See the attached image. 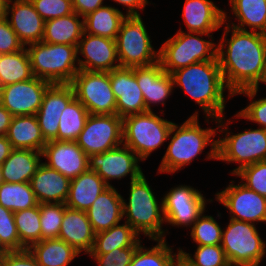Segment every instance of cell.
I'll return each instance as SVG.
<instances>
[{
	"mask_svg": "<svg viewBox=\"0 0 266 266\" xmlns=\"http://www.w3.org/2000/svg\"><path fill=\"white\" fill-rule=\"evenodd\" d=\"M227 19L224 12L226 26L217 44V59L230 98L238 91L260 88L266 67V35L235 28Z\"/></svg>",
	"mask_w": 266,
	"mask_h": 266,
	"instance_id": "obj_1",
	"label": "cell"
},
{
	"mask_svg": "<svg viewBox=\"0 0 266 266\" xmlns=\"http://www.w3.org/2000/svg\"><path fill=\"white\" fill-rule=\"evenodd\" d=\"M174 86L178 85L206 114L205 121H215L224 115L225 85L218 59L202 61L179 68L171 73Z\"/></svg>",
	"mask_w": 266,
	"mask_h": 266,
	"instance_id": "obj_2",
	"label": "cell"
},
{
	"mask_svg": "<svg viewBox=\"0 0 266 266\" xmlns=\"http://www.w3.org/2000/svg\"><path fill=\"white\" fill-rule=\"evenodd\" d=\"M199 114L195 111L180 126L173 122L170 134L171 140L161 160L157 173H175L191 162L210 145L211 150L206 159L217 160L216 128H201ZM174 133V134H173Z\"/></svg>",
	"mask_w": 266,
	"mask_h": 266,
	"instance_id": "obj_3",
	"label": "cell"
},
{
	"mask_svg": "<svg viewBox=\"0 0 266 266\" xmlns=\"http://www.w3.org/2000/svg\"><path fill=\"white\" fill-rule=\"evenodd\" d=\"M129 193L128 203L124 198L122 203L125 222L139 236L143 233L149 240L165 239L163 199L158 202L144 174L130 182Z\"/></svg>",
	"mask_w": 266,
	"mask_h": 266,
	"instance_id": "obj_4",
	"label": "cell"
},
{
	"mask_svg": "<svg viewBox=\"0 0 266 266\" xmlns=\"http://www.w3.org/2000/svg\"><path fill=\"white\" fill-rule=\"evenodd\" d=\"M26 50L34 76L51 84H70L80 70L76 46L41 41L27 45Z\"/></svg>",
	"mask_w": 266,
	"mask_h": 266,
	"instance_id": "obj_5",
	"label": "cell"
},
{
	"mask_svg": "<svg viewBox=\"0 0 266 266\" xmlns=\"http://www.w3.org/2000/svg\"><path fill=\"white\" fill-rule=\"evenodd\" d=\"M224 117L219 118L217 122V128H221L219 133H225L222 134L223 138L217 139V160L227 164L239 163V166L230 172L233 175L246 166L266 161V129L250 128L234 134L229 132L228 128L231 120L226 122Z\"/></svg>",
	"mask_w": 266,
	"mask_h": 266,
	"instance_id": "obj_6",
	"label": "cell"
},
{
	"mask_svg": "<svg viewBox=\"0 0 266 266\" xmlns=\"http://www.w3.org/2000/svg\"><path fill=\"white\" fill-rule=\"evenodd\" d=\"M206 35L212 40H205ZM212 34L184 32L180 28L167 39L159 49V62L162 69L171 74L173 71L202 61L217 59V44ZM201 37V38H200Z\"/></svg>",
	"mask_w": 266,
	"mask_h": 266,
	"instance_id": "obj_7",
	"label": "cell"
},
{
	"mask_svg": "<svg viewBox=\"0 0 266 266\" xmlns=\"http://www.w3.org/2000/svg\"><path fill=\"white\" fill-rule=\"evenodd\" d=\"M122 120L123 145L132 149L142 161L168 140L173 125L153 111L129 115Z\"/></svg>",
	"mask_w": 266,
	"mask_h": 266,
	"instance_id": "obj_8",
	"label": "cell"
},
{
	"mask_svg": "<svg viewBox=\"0 0 266 266\" xmlns=\"http://www.w3.org/2000/svg\"><path fill=\"white\" fill-rule=\"evenodd\" d=\"M140 14L127 15L116 36L117 56L120 67H141L159 61V50L152 46Z\"/></svg>",
	"mask_w": 266,
	"mask_h": 266,
	"instance_id": "obj_9",
	"label": "cell"
},
{
	"mask_svg": "<svg viewBox=\"0 0 266 266\" xmlns=\"http://www.w3.org/2000/svg\"><path fill=\"white\" fill-rule=\"evenodd\" d=\"M221 247L230 266H259L266 253L256 225L232 218L222 230Z\"/></svg>",
	"mask_w": 266,
	"mask_h": 266,
	"instance_id": "obj_10",
	"label": "cell"
},
{
	"mask_svg": "<svg viewBox=\"0 0 266 266\" xmlns=\"http://www.w3.org/2000/svg\"><path fill=\"white\" fill-rule=\"evenodd\" d=\"M70 84L75 97L90 114H116V99L109 72L79 70Z\"/></svg>",
	"mask_w": 266,
	"mask_h": 266,
	"instance_id": "obj_11",
	"label": "cell"
},
{
	"mask_svg": "<svg viewBox=\"0 0 266 266\" xmlns=\"http://www.w3.org/2000/svg\"><path fill=\"white\" fill-rule=\"evenodd\" d=\"M76 142L88 156L119 147L123 145V120L117 114H90Z\"/></svg>",
	"mask_w": 266,
	"mask_h": 266,
	"instance_id": "obj_12",
	"label": "cell"
},
{
	"mask_svg": "<svg viewBox=\"0 0 266 266\" xmlns=\"http://www.w3.org/2000/svg\"><path fill=\"white\" fill-rule=\"evenodd\" d=\"M162 199L165 222L178 228L182 225L191 227L205 212L206 204L209 202L201 191L187 185L171 188Z\"/></svg>",
	"mask_w": 266,
	"mask_h": 266,
	"instance_id": "obj_13",
	"label": "cell"
},
{
	"mask_svg": "<svg viewBox=\"0 0 266 266\" xmlns=\"http://www.w3.org/2000/svg\"><path fill=\"white\" fill-rule=\"evenodd\" d=\"M231 180L229 185L215 195L216 201L230 210V217L235 220L266 223V197L247 188L239 182L234 185Z\"/></svg>",
	"mask_w": 266,
	"mask_h": 266,
	"instance_id": "obj_14",
	"label": "cell"
},
{
	"mask_svg": "<svg viewBox=\"0 0 266 266\" xmlns=\"http://www.w3.org/2000/svg\"><path fill=\"white\" fill-rule=\"evenodd\" d=\"M140 161L134 151L125 145L88 156L89 170L95 171L108 186H112L109 180H120L128 174L130 182L139 178L143 174Z\"/></svg>",
	"mask_w": 266,
	"mask_h": 266,
	"instance_id": "obj_15",
	"label": "cell"
},
{
	"mask_svg": "<svg viewBox=\"0 0 266 266\" xmlns=\"http://www.w3.org/2000/svg\"><path fill=\"white\" fill-rule=\"evenodd\" d=\"M50 82L33 77L0 88V103L12 116L36 115Z\"/></svg>",
	"mask_w": 266,
	"mask_h": 266,
	"instance_id": "obj_16",
	"label": "cell"
},
{
	"mask_svg": "<svg viewBox=\"0 0 266 266\" xmlns=\"http://www.w3.org/2000/svg\"><path fill=\"white\" fill-rule=\"evenodd\" d=\"M77 64L80 70L110 72L119 68L115 39L83 33L77 46ZM117 62V64H115Z\"/></svg>",
	"mask_w": 266,
	"mask_h": 266,
	"instance_id": "obj_17",
	"label": "cell"
},
{
	"mask_svg": "<svg viewBox=\"0 0 266 266\" xmlns=\"http://www.w3.org/2000/svg\"><path fill=\"white\" fill-rule=\"evenodd\" d=\"M112 91L116 99V114L122 119L147 112L144 96L139 88L135 67H119L109 72Z\"/></svg>",
	"mask_w": 266,
	"mask_h": 266,
	"instance_id": "obj_18",
	"label": "cell"
},
{
	"mask_svg": "<svg viewBox=\"0 0 266 266\" xmlns=\"http://www.w3.org/2000/svg\"><path fill=\"white\" fill-rule=\"evenodd\" d=\"M42 157L47 159V162L43 163L57 170L70 181L89 170L88 155L76 141H47Z\"/></svg>",
	"mask_w": 266,
	"mask_h": 266,
	"instance_id": "obj_19",
	"label": "cell"
},
{
	"mask_svg": "<svg viewBox=\"0 0 266 266\" xmlns=\"http://www.w3.org/2000/svg\"><path fill=\"white\" fill-rule=\"evenodd\" d=\"M74 98L75 92L71 84H51L45 91L36 117L46 141L57 136L62 111Z\"/></svg>",
	"mask_w": 266,
	"mask_h": 266,
	"instance_id": "obj_20",
	"label": "cell"
},
{
	"mask_svg": "<svg viewBox=\"0 0 266 266\" xmlns=\"http://www.w3.org/2000/svg\"><path fill=\"white\" fill-rule=\"evenodd\" d=\"M4 16L24 46L42 41L45 21L30 0H10L4 6Z\"/></svg>",
	"mask_w": 266,
	"mask_h": 266,
	"instance_id": "obj_21",
	"label": "cell"
},
{
	"mask_svg": "<svg viewBox=\"0 0 266 266\" xmlns=\"http://www.w3.org/2000/svg\"><path fill=\"white\" fill-rule=\"evenodd\" d=\"M135 76L148 111H152L151 104L161 103L164 106L176 87L172 75L162 69L159 61L149 66L135 67Z\"/></svg>",
	"mask_w": 266,
	"mask_h": 266,
	"instance_id": "obj_22",
	"label": "cell"
},
{
	"mask_svg": "<svg viewBox=\"0 0 266 266\" xmlns=\"http://www.w3.org/2000/svg\"><path fill=\"white\" fill-rule=\"evenodd\" d=\"M58 238L71 245L80 254L83 251L89 254L93 247L95 232L86 211L66 206Z\"/></svg>",
	"mask_w": 266,
	"mask_h": 266,
	"instance_id": "obj_23",
	"label": "cell"
},
{
	"mask_svg": "<svg viewBox=\"0 0 266 266\" xmlns=\"http://www.w3.org/2000/svg\"><path fill=\"white\" fill-rule=\"evenodd\" d=\"M182 18L188 32L210 34L224 24V10L211 0H185Z\"/></svg>",
	"mask_w": 266,
	"mask_h": 266,
	"instance_id": "obj_24",
	"label": "cell"
},
{
	"mask_svg": "<svg viewBox=\"0 0 266 266\" xmlns=\"http://www.w3.org/2000/svg\"><path fill=\"white\" fill-rule=\"evenodd\" d=\"M38 203H65L70 180L55 169L41 163L30 180Z\"/></svg>",
	"mask_w": 266,
	"mask_h": 266,
	"instance_id": "obj_25",
	"label": "cell"
},
{
	"mask_svg": "<svg viewBox=\"0 0 266 266\" xmlns=\"http://www.w3.org/2000/svg\"><path fill=\"white\" fill-rule=\"evenodd\" d=\"M123 196L109 186L86 211L95 234L106 231L123 219Z\"/></svg>",
	"mask_w": 266,
	"mask_h": 266,
	"instance_id": "obj_26",
	"label": "cell"
},
{
	"mask_svg": "<svg viewBox=\"0 0 266 266\" xmlns=\"http://www.w3.org/2000/svg\"><path fill=\"white\" fill-rule=\"evenodd\" d=\"M108 187L95 171L88 170L70 181L65 205L80 211H87Z\"/></svg>",
	"mask_w": 266,
	"mask_h": 266,
	"instance_id": "obj_27",
	"label": "cell"
},
{
	"mask_svg": "<svg viewBox=\"0 0 266 266\" xmlns=\"http://www.w3.org/2000/svg\"><path fill=\"white\" fill-rule=\"evenodd\" d=\"M6 137L13 149H29L42 152L47 144L41 133L36 115L12 117Z\"/></svg>",
	"mask_w": 266,
	"mask_h": 266,
	"instance_id": "obj_28",
	"label": "cell"
},
{
	"mask_svg": "<svg viewBox=\"0 0 266 266\" xmlns=\"http://www.w3.org/2000/svg\"><path fill=\"white\" fill-rule=\"evenodd\" d=\"M42 152L29 149H13L1 165L4 182L29 183L42 163Z\"/></svg>",
	"mask_w": 266,
	"mask_h": 266,
	"instance_id": "obj_29",
	"label": "cell"
},
{
	"mask_svg": "<svg viewBox=\"0 0 266 266\" xmlns=\"http://www.w3.org/2000/svg\"><path fill=\"white\" fill-rule=\"evenodd\" d=\"M76 12L44 22V35L42 42L49 44H68L78 46L84 33V17Z\"/></svg>",
	"mask_w": 266,
	"mask_h": 266,
	"instance_id": "obj_30",
	"label": "cell"
},
{
	"mask_svg": "<svg viewBox=\"0 0 266 266\" xmlns=\"http://www.w3.org/2000/svg\"><path fill=\"white\" fill-rule=\"evenodd\" d=\"M231 11L238 23L235 28L266 35V0H229Z\"/></svg>",
	"mask_w": 266,
	"mask_h": 266,
	"instance_id": "obj_31",
	"label": "cell"
},
{
	"mask_svg": "<svg viewBox=\"0 0 266 266\" xmlns=\"http://www.w3.org/2000/svg\"><path fill=\"white\" fill-rule=\"evenodd\" d=\"M28 250L40 266H68L80 254L59 238L41 240Z\"/></svg>",
	"mask_w": 266,
	"mask_h": 266,
	"instance_id": "obj_32",
	"label": "cell"
},
{
	"mask_svg": "<svg viewBox=\"0 0 266 266\" xmlns=\"http://www.w3.org/2000/svg\"><path fill=\"white\" fill-rule=\"evenodd\" d=\"M124 17L118 8L104 5L84 17V32L116 39Z\"/></svg>",
	"mask_w": 266,
	"mask_h": 266,
	"instance_id": "obj_33",
	"label": "cell"
},
{
	"mask_svg": "<svg viewBox=\"0 0 266 266\" xmlns=\"http://www.w3.org/2000/svg\"><path fill=\"white\" fill-rule=\"evenodd\" d=\"M141 243L140 236L124 221V224H117L95 234L89 254H105L115 248L138 247Z\"/></svg>",
	"mask_w": 266,
	"mask_h": 266,
	"instance_id": "obj_34",
	"label": "cell"
},
{
	"mask_svg": "<svg viewBox=\"0 0 266 266\" xmlns=\"http://www.w3.org/2000/svg\"><path fill=\"white\" fill-rule=\"evenodd\" d=\"M33 77L26 46L14 53L0 54V88Z\"/></svg>",
	"mask_w": 266,
	"mask_h": 266,
	"instance_id": "obj_35",
	"label": "cell"
},
{
	"mask_svg": "<svg viewBox=\"0 0 266 266\" xmlns=\"http://www.w3.org/2000/svg\"><path fill=\"white\" fill-rule=\"evenodd\" d=\"M90 113L75 97L62 111L57 136L53 140L76 141Z\"/></svg>",
	"mask_w": 266,
	"mask_h": 266,
	"instance_id": "obj_36",
	"label": "cell"
},
{
	"mask_svg": "<svg viewBox=\"0 0 266 266\" xmlns=\"http://www.w3.org/2000/svg\"><path fill=\"white\" fill-rule=\"evenodd\" d=\"M157 245L146 248L139 245L136 249L130 266H173L179 259V251L173 253L172 247L168 245L165 239L153 240Z\"/></svg>",
	"mask_w": 266,
	"mask_h": 266,
	"instance_id": "obj_37",
	"label": "cell"
},
{
	"mask_svg": "<svg viewBox=\"0 0 266 266\" xmlns=\"http://www.w3.org/2000/svg\"><path fill=\"white\" fill-rule=\"evenodd\" d=\"M38 204L30 183L4 182L0 185V205L13 213Z\"/></svg>",
	"mask_w": 266,
	"mask_h": 266,
	"instance_id": "obj_38",
	"label": "cell"
},
{
	"mask_svg": "<svg viewBox=\"0 0 266 266\" xmlns=\"http://www.w3.org/2000/svg\"><path fill=\"white\" fill-rule=\"evenodd\" d=\"M14 221L20 243L26 249L41 241L39 204L29 209L14 212Z\"/></svg>",
	"mask_w": 266,
	"mask_h": 266,
	"instance_id": "obj_39",
	"label": "cell"
},
{
	"mask_svg": "<svg viewBox=\"0 0 266 266\" xmlns=\"http://www.w3.org/2000/svg\"><path fill=\"white\" fill-rule=\"evenodd\" d=\"M178 251L179 258L188 266H230L221 245L197 246L193 257L181 248Z\"/></svg>",
	"mask_w": 266,
	"mask_h": 266,
	"instance_id": "obj_40",
	"label": "cell"
},
{
	"mask_svg": "<svg viewBox=\"0 0 266 266\" xmlns=\"http://www.w3.org/2000/svg\"><path fill=\"white\" fill-rule=\"evenodd\" d=\"M66 209L65 203H40L41 240L56 239Z\"/></svg>",
	"mask_w": 266,
	"mask_h": 266,
	"instance_id": "obj_41",
	"label": "cell"
},
{
	"mask_svg": "<svg viewBox=\"0 0 266 266\" xmlns=\"http://www.w3.org/2000/svg\"><path fill=\"white\" fill-rule=\"evenodd\" d=\"M222 230L213 216L203 212L191 226L190 236L198 246L221 245Z\"/></svg>",
	"mask_w": 266,
	"mask_h": 266,
	"instance_id": "obj_42",
	"label": "cell"
},
{
	"mask_svg": "<svg viewBox=\"0 0 266 266\" xmlns=\"http://www.w3.org/2000/svg\"><path fill=\"white\" fill-rule=\"evenodd\" d=\"M0 246L5 251H22L26 248L20 243L14 221V213L0 205Z\"/></svg>",
	"mask_w": 266,
	"mask_h": 266,
	"instance_id": "obj_43",
	"label": "cell"
},
{
	"mask_svg": "<svg viewBox=\"0 0 266 266\" xmlns=\"http://www.w3.org/2000/svg\"><path fill=\"white\" fill-rule=\"evenodd\" d=\"M258 88H249L238 91L237 94H244L251 99V102L244 109L234 115L237 118H244L248 121L259 124L260 128L266 129V97L255 100Z\"/></svg>",
	"mask_w": 266,
	"mask_h": 266,
	"instance_id": "obj_44",
	"label": "cell"
},
{
	"mask_svg": "<svg viewBox=\"0 0 266 266\" xmlns=\"http://www.w3.org/2000/svg\"><path fill=\"white\" fill-rule=\"evenodd\" d=\"M235 176L241 183L259 195L266 197V161H259L242 168Z\"/></svg>",
	"mask_w": 266,
	"mask_h": 266,
	"instance_id": "obj_45",
	"label": "cell"
},
{
	"mask_svg": "<svg viewBox=\"0 0 266 266\" xmlns=\"http://www.w3.org/2000/svg\"><path fill=\"white\" fill-rule=\"evenodd\" d=\"M44 21L74 13L72 0H30Z\"/></svg>",
	"mask_w": 266,
	"mask_h": 266,
	"instance_id": "obj_46",
	"label": "cell"
},
{
	"mask_svg": "<svg viewBox=\"0 0 266 266\" xmlns=\"http://www.w3.org/2000/svg\"><path fill=\"white\" fill-rule=\"evenodd\" d=\"M138 247L115 248L105 254H89L98 266H130L132 257Z\"/></svg>",
	"mask_w": 266,
	"mask_h": 266,
	"instance_id": "obj_47",
	"label": "cell"
},
{
	"mask_svg": "<svg viewBox=\"0 0 266 266\" xmlns=\"http://www.w3.org/2000/svg\"><path fill=\"white\" fill-rule=\"evenodd\" d=\"M23 47L24 45L19 41L17 34L3 15L0 18V54L14 53Z\"/></svg>",
	"mask_w": 266,
	"mask_h": 266,
	"instance_id": "obj_48",
	"label": "cell"
},
{
	"mask_svg": "<svg viewBox=\"0 0 266 266\" xmlns=\"http://www.w3.org/2000/svg\"><path fill=\"white\" fill-rule=\"evenodd\" d=\"M0 266H40L28 249L6 251L0 256Z\"/></svg>",
	"mask_w": 266,
	"mask_h": 266,
	"instance_id": "obj_49",
	"label": "cell"
},
{
	"mask_svg": "<svg viewBox=\"0 0 266 266\" xmlns=\"http://www.w3.org/2000/svg\"><path fill=\"white\" fill-rule=\"evenodd\" d=\"M103 3L104 0H72L74 12L82 17L104 6Z\"/></svg>",
	"mask_w": 266,
	"mask_h": 266,
	"instance_id": "obj_50",
	"label": "cell"
},
{
	"mask_svg": "<svg viewBox=\"0 0 266 266\" xmlns=\"http://www.w3.org/2000/svg\"><path fill=\"white\" fill-rule=\"evenodd\" d=\"M119 5H123L127 7V15L139 14V10H144L146 4L149 3L148 0H113ZM138 9V10H137Z\"/></svg>",
	"mask_w": 266,
	"mask_h": 266,
	"instance_id": "obj_51",
	"label": "cell"
},
{
	"mask_svg": "<svg viewBox=\"0 0 266 266\" xmlns=\"http://www.w3.org/2000/svg\"><path fill=\"white\" fill-rule=\"evenodd\" d=\"M12 117V114L0 103V136L7 135Z\"/></svg>",
	"mask_w": 266,
	"mask_h": 266,
	"instance_id": "obj_52",
	"label": "cell"
},
{
	"mask_svg": "<svg viewBox=\"0 0 266 266\" xmlns=\"http://www.w3.org/2000/svg\"><path fill=\"white\" fill-rule=\"evenodd\" d=\"M13 150L12 145L6 136H0V166L3 161L11 154Z\"/></svg>",
	"mask_w": 266,
	"mask_h": 266,
	"instance_id": "obj_53",
	"label": "cell"
},
{
	"mask_svg": "<svg viewBox=\"0 0 266 266\" xmlns=\"http://www.w3.org/2000/svg\"><path fill=\"white\" fill-rule=\"evenodd\" d=\"M173 266H188L186 263H184L180 258L174 263Z\"/></svg>",
	"mask_w": 266,
	"mask_h": 266,
	"instance_id": "obj_54",
	"label": "cell"
},
{
	"mask_svg": "<svg viewBox=\"0 0 266 266\" xmlns=\"http://www.w3.org/2000/svg\"><path fill=\"white\" fill-rule=\"evenodd\" d=\"M2 183H4V179H3L2 170H1V166H0V185Z\"/></svg>",
	"mask_w": 266,
	"mask_h": 266,
	"instance_id": "obj_55",
	"label": "cell"
},
{
	"mask_svg": "<svg viewBox=\"0 0 266 266\" xmlns=\"http://www.w3.org/2000/svg\"><path fill=\"white\" fill-rule=\"evenodd\" d=\"M4 15V7L0 4V18Z\"/></svg>",
	"mask_w": 266,
	"mask_h": 266,
	"instance_id": "obj_56",
	"label": "cell"
},
{
	"mask_svg": "<svg viewBox=\"0 0 266 266\" xmlns=\"http://www.w3.org/2000/svg\"><path fill=\"white\" fill-rule=\"evenodd\" d=\"M10 0H0V4L4 7Z\"/></svg>",
	"mask_w": 266,
	"mask_h": 266,
	"instance_id": "obj_57",
	"label": "cell"
},
{
	"mask_svg": "<svg viewBox=\"0 0 266 266\" xmlns=\"http://www.w3.org/2000/svg\"><path fill=\"white\" fill-rule=\"evenodd\" d=\"M261 83H265L266 84V67H265V72H264V76L261 80Z\"/></svg>",
	"mask_w": 266,
	"mask_h": 266,
	"instance_id": "obj_58",
	"label": "cell"
},
{
	"mask_svg": "<svg viewBox=\"0 0 266 266\" xmlns=\"http://www.w3.org/2000/svg\"><path fill=\"white\" fill-rule=\"evenodd\" d=\"M6 251L0 246V256L5 253Z\"/></svg>",
	"mask_w": 266,
	"mask_h": 266,
	"instance_id": "obj_59",
	"label": "cell"
}]
</instances>
